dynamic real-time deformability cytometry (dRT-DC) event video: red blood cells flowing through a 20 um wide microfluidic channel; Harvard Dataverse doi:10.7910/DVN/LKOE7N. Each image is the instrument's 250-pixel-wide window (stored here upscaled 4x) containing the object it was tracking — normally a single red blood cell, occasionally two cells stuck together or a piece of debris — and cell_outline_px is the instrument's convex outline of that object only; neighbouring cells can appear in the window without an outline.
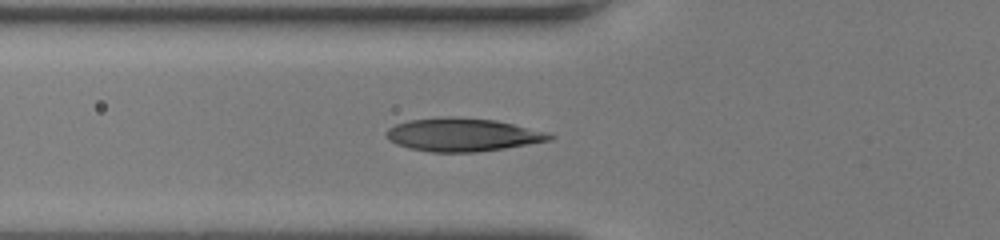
{"species": "human", "species_latin": "Homo sapiens", "temperature_condition": "room temperature", "stored_images_in_passage": 33, "camera_frame_rate_fps": 3000, "um_per_image_px": 0.085, "donor": {"sex": "female"}, "frame": {"image": 1, "passage_image": 2, "time_ms": 0.333, "image_size_px": [1000, 240], "cell_outline_px": [[556, 136], [552, 140], [504, 148], [476, 152], [432, 152], [408, 148], [396, 144], [388, 140], [384, 132], [388, 128], [396, 124], [408, 120], [448, 116], [456, 116], [496, 120], [548, 132]], "centroid_in_image_um": [39.3, 11.44], "position_along_channel_um": 86.5, "area_um2": 31.79}}
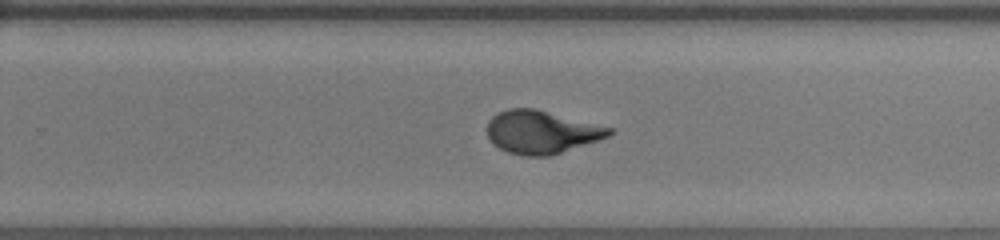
{"frame": {"image": 2, "passage_image": 16, "time_ms": 5.0, "image_size_px": [1000, 240], "cell_outline_px": [[612, 132], [608, 136], [548, 156], [524, 156], [508, 152], [492, 144], [488, 136], [488, 120], [496, 112], [508, 108], [536, 108], [612, 128]], "centroid_in_image_um": [45.95, 11.2], "position_along_channel_um": 283.8, "area_um2": 30.29}}
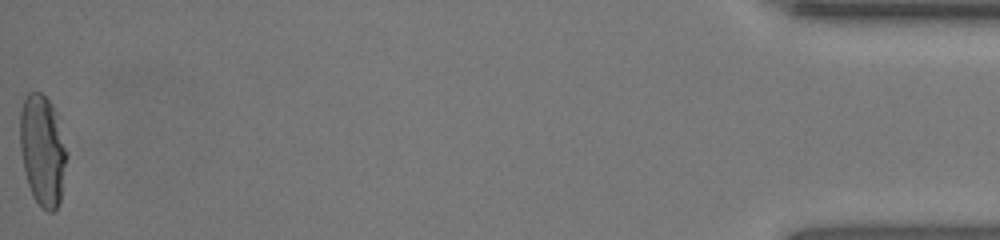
{"frame": {"image": 3, "passage_image": 33, "time_ms": 10.667, "image_size_px": [1000, 240], "cell_outline_px": [[68, 156], [60, 200], [56, 208], [52, 212], [48, 212], [36, 200], [28, 184], [24, 168], [20, 148], [20, 112], [24, 100], [28, 92], [40, 92], [52, 104], [56, 112], [68, 152]], "centroid_in_image_um": [3.64, 12.74], "position_along_channel_um": 431.6, "area_um2": 30.11}, "authors_computed_cell_mechanics": {"area_um2": 30.5184, "velocity_mm_per_s": 4.222, "shape_relaxation_time_tau1_ms": 6.455, "shape_relaxation_time_tau2_ms": null, "deformation_change_tau1": 0.275, "deformation_change_tau2": null}}